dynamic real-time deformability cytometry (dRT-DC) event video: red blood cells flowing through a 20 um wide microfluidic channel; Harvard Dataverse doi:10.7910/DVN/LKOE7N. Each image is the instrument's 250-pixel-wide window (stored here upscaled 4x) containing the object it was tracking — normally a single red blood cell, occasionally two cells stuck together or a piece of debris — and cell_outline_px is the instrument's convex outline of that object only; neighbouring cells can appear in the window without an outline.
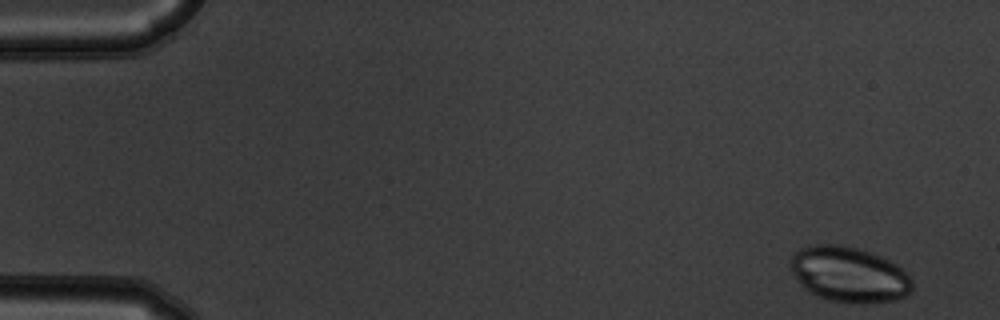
{"species": "common noctule bat (a hibernating species)", "species_latin": "Nyctalus noctula", "temperature_condition": "warm", "stored_images_in_passage": 53, "segment_of_instrument_passage": [1, 2], "camera_frame_rate_fps": 3000, "um_per_image_px": 0.085, "animal": {"sex": "male", "body_mass_g": 19.5, "forearm_length_mm": 54.6}, "frame": {"image": 1, "passage_image": 1, "time_ms": 0.0, "image_size_px": [1000, 320], "cell_outline_px": [[912, 292], [896, 300], [864, 304], [860, 304], [832, 300], [820, 296], [812, 292], [792, 272], [792, 256], [800, 248], [820, 244], [840, 244], [856, 248], [880, 256], [896, 264], [912, 280]], "centroid_in_image_um": [72.23, 23.33], "position_along_channel_um": 12.8, "area_um2": 38.49}}
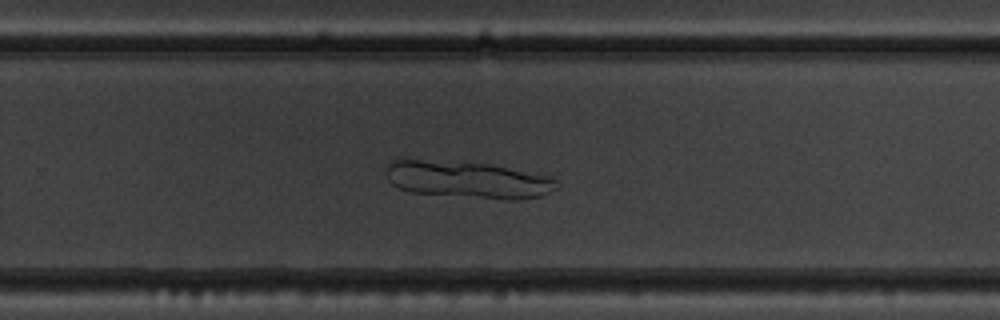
{"frame": {"image": 2, "passage_image": 34, "time_ms": 11.0, "image_size_px": [1000, 320], "cell_outline_px": [[560, 188], [540, 196], [516, 200], [504, 200], [412, 192], [400, 188], [392, 184], [388, 180], [388, 164], [392, 160], [420, 160], [492, 164], [552, 176], [560, 184]], "centroid_in_image_um": [39.88, 15.29], "position_along_channel_um": 289.9, "area_um2": 36.76}}
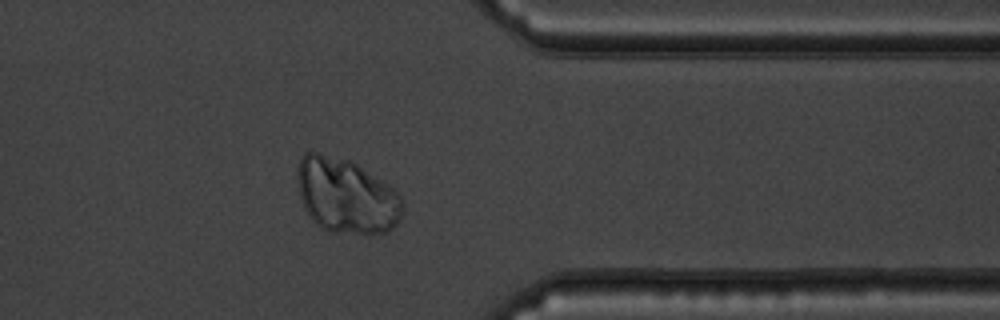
{"frame": {"image": 3, "passage_image": 42, "time_ms": 13.667, "image_size_px": [1000, 320], "cell_outline_px": [[404, 208], [400, 220], [388, 232], [332, 232], [320, 228], [308, 216], [300, 200], [296, 180], [296, 172], [300, 156], [304, 152], [316, 152], [348, 160], [356, 164], [392, 188], [404, 200]], "centroid_in_image_um": [29.38, 16.64], "position_along_channel_um": 382.0, "area_um2": 45.95}}